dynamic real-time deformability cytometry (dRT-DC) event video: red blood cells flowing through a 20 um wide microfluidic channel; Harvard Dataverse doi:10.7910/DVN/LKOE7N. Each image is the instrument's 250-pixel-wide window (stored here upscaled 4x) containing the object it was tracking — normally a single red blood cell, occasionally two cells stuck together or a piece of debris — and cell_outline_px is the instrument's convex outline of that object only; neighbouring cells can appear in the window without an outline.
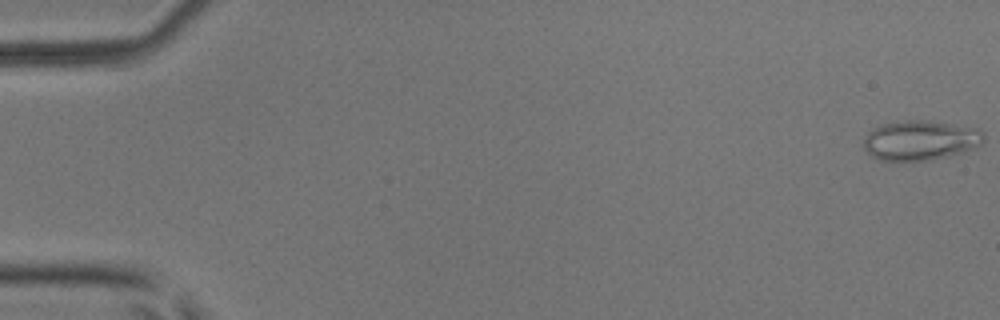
{"species": "common noctule bat (a hibernating species)", "species_latin": "Nyctalus noctula", "temperature_condition": "room temperature", "stored_images_in_passage": 54, "camera_frame_rate_fps": 3000, "um_per_image_px": 0.085, "animal": {"sex": "male", "body_mass_g": 17.9, "forearm_length_mm": 54.2}, "frame": {"image": 1, "passage_image": 1, "time_ms": 0.0, "image_size_px": [1000, 320], "cell_outline_px": [[984, 140], [976, 148], [964, 152], [948, 156], [928, 160], [880, 160], [872, 156], [864, 148], [864, 140], [868, 132], [872, 128], [880, 124], [904, 120], [928, 120], [980, 128], [984, 132]], "centroid_in_image_um": [78.26, 11.91], "position_along_channel_um": 6.7, "area_um2": 28.09}}
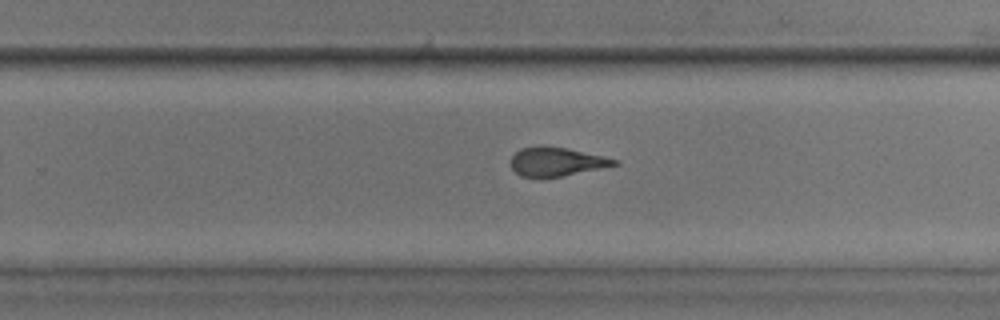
{"frame": {"image": 2, "passage_image": 35, "time_ms": 11.333, "image_size_px": [1000, 320], "cell_outline_px": [[620, 164], [560, 176], [520, 176], [512, 168], [512, 156], [520, 148], [540, 144], [568, 148], [620, 160]], "centroid_in_image_um": [47.3, 13.7], "position_along_channel_um": 282.5, "area_um2": 17.22}}
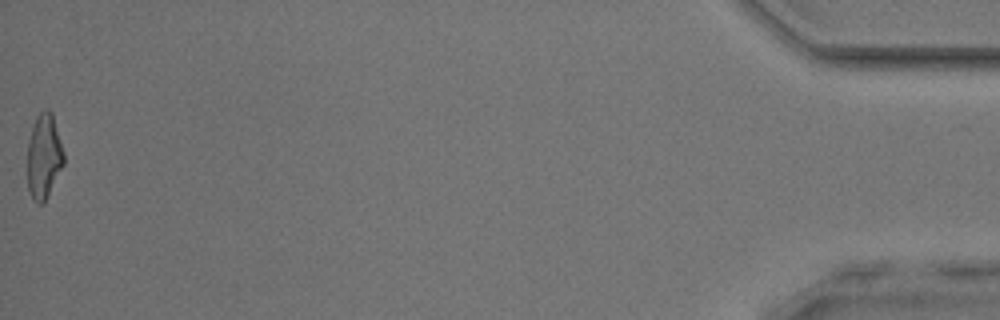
{"frame": {"image": 3, "passage_image": 54, "time_ms": 17.667, "image_size_px": [1000, 320], "cell_outline_px": [[64, 164], [44, 204], [36, 204], [32, 200], [28, 192], [28, 144], [32, 128], [36, 116], [44, 108], [48, 108], [52, 112], [64, 152]], "centroid_in_image_um": [3.74, 13.32], "position_along_channel_um": 431.5, "area_um2": 18.21}, "authors_computed_cell_mechanics": {"area_um2": 18.9006, "velocity_mm_per_s": 3.8805, "shape_relaxation_time_tau1_ms": 8.779, "shape_relaxation_time_tau2_ms": 1.7889, "deformation_change_tau1": 0.2539, "deformation_change_tau2": 0.1135}}